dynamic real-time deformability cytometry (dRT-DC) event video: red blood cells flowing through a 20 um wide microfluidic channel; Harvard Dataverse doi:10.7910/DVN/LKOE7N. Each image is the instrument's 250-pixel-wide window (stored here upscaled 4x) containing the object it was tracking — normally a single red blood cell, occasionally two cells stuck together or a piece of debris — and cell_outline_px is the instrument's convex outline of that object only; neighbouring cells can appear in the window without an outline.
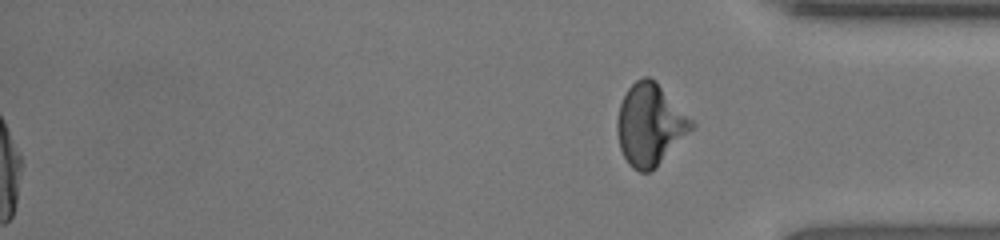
{"species": "human", "species_latin": "Homo sapiens", "temperature_condition": "room temperature", "stored_images_in_passage": 45, "segment_of_instrument_passage": [2, 2], "camera_frame_rate_fps": 3000, "um_per_image_px": 0.085, "donor": {"sex": "female"}, "frame": {"image": 1, "passage_image": 45, "time_ms": 14.667, "image_size_px": [1000, 240], "cell_outline_px": [[696, 124], [656, 168], [652, 172], [640, 172], [632, 168], [628, 164], [620, 148], [616, 132], [616, 120], [620, 104], [628, 88], [636, 80], [644, 76], [648, 76], [656, 80]], "centroid_in_image_um": [55.23, 10.6], "position_along_channel_um": 380.0, "area_um2": 35.37}}